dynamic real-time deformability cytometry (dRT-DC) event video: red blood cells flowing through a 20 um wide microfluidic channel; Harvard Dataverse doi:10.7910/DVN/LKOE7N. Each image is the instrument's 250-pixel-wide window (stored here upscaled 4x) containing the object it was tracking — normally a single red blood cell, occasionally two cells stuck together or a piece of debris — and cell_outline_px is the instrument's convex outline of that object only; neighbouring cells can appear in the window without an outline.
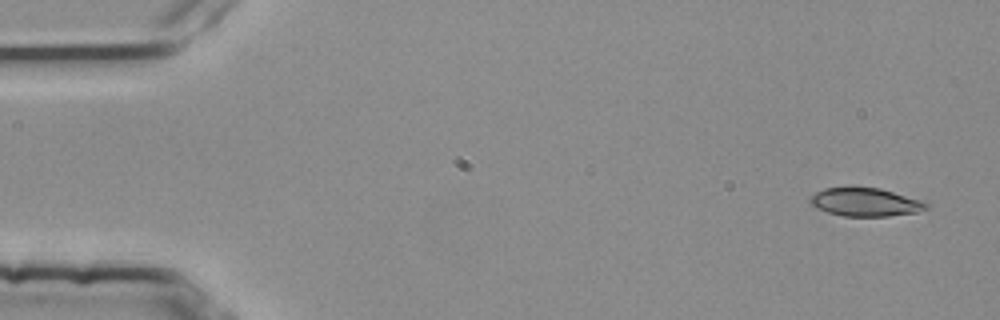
{"species": "common noctule bat (a hibernating species)", "species_latin": "Nyctalus noctula", "temperature_condition": "room temperature", "stored_images_in_passage": 5, "camera_frame_rate_fps": 3000, "um_per_image_px": 0.085, "animal": {"sex": "female", "body_mass_g": 25.1}, "frame": {"image": 1, "passage_image": 1, "time_ms": 0.0, "image_size_px": [1000, 320], "cell_outline_px": [[928, 208], [916, 212], [888, 216], [844, 216], [828, 212], [816, 208], [808, 200], [816, 192], [824, 188], [880, 188], [920, 200], [928, 204]], "centroid_in_image_um": [73.54, 17.19], "position_along_channel_um": 11.5, "area_um2": 18.79}}
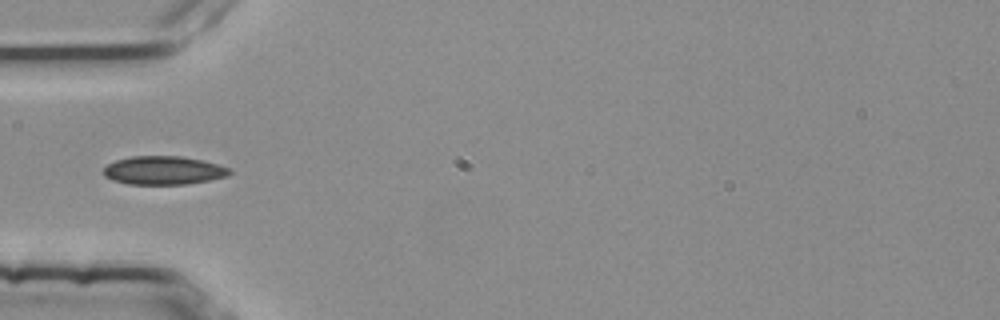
{"frame": {"image": 2, "passage_image": 4, "time_ms": 1.0, "image_size_px": [1000, 320], "cell_outline_px": [[232, 172], [228, 176], [188, 184], [128, 184], [112, 180], [104, 176], [104, 168], [108, 164], [116, 160], [132, 156], [180, 156], [200, 160], [216, 164], [228, 168]], "centroid_in_image_um": [13.87, 14.49], "position_along_channel_um": 71.1, "area_um2": 20.75}}